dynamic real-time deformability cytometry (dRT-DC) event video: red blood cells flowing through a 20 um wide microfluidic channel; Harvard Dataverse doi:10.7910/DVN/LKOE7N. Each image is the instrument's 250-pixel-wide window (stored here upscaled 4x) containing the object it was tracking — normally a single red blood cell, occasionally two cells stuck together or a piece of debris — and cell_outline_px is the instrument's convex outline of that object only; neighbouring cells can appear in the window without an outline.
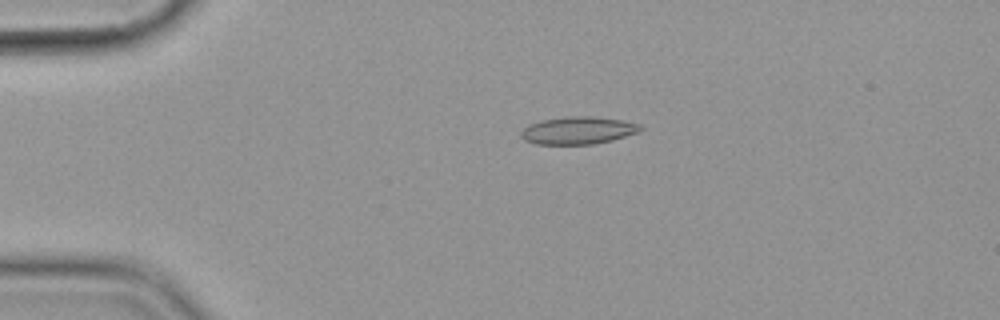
{"species": "common noctule bat (a hibernating species)", "species_latin": "Nyctalus noctula", "temperature_condition": "cold", "stored_images_in_passage": 3, "camera_frame_rate_fps": 3000, "um_per_image_px": 0.085, "animal": {"sex": "female", "body_mass_g": 19.9}, "frame": {"image": 1, "passage_image": 3, "time_ms": 2.333, "image_size_px": [1000, 320], "cell_outline_px": [[644, 128], [640, 132], [612, 140], [592, 144], [536, 144], [524, 140], [520, 136], [520, 132], [528, 124], [540, 120], [568, 116], [592, 116], [620, 120], [640, 124]], "centroid_in_image_um": [49.12, 11.08], "position_along_channel_um": 35.9, "area_um2": 19.25}}